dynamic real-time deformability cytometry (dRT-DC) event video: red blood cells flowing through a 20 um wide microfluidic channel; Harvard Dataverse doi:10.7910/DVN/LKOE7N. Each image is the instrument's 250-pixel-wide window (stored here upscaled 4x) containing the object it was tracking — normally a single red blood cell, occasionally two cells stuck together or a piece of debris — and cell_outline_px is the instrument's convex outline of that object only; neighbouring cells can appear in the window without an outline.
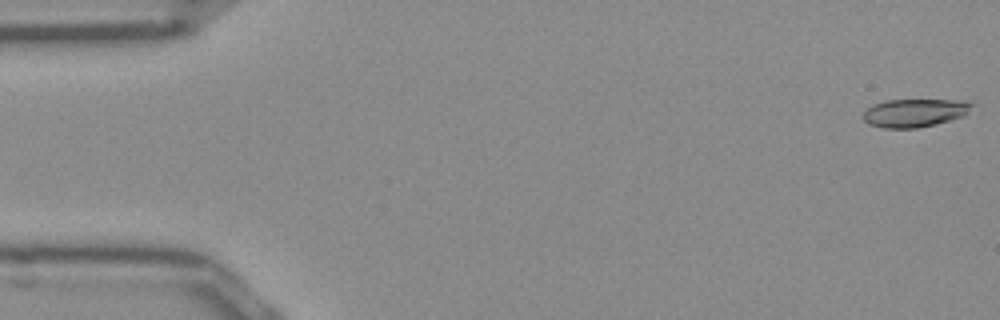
{"species": "Egyptian fruit bat (a non-hibernating species)", "species_latin": "Rousettus aegyptiacus", "temperature_condition": "room temperature", "stored_images_in_passage": 51, "camera_frame_rate_fps": 3000, "um_per_image_px": 0.085, "frame": {"image": 1, "passage_image": 1, "time_ms": 0.0, "image_size_px": [1000, 320], "cell_outline_px": [[972, 104], [968, 112], [964, 116], [936, 124], [916, 128], [884, 128], [868, 124], [860, 116], [872, 104], [888, 100], [964, 100]], "centroid_in_image_um": [77.7, 9.59], "position_along_channel_um": 7.3, "area_um2": 17.86}}
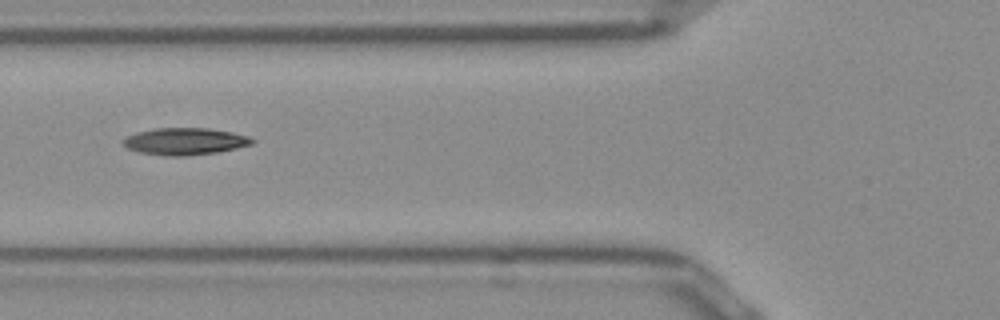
{"frame": {"image": 2, "passage_image": 19, "time_ms": 6.0, "image_size_px": [1000, 320], "cell_outline_px": [[256, 140], [252, 144], [236, 148], [216, 152], [184, 156], [164, 156], [140, 152], [128, 148], [124, 144], [124, 140], [128, 136], [136, 132], [156, 128], [208, 128], [232, 132], [248, 136]], "centroid_in_image_um": [15.74, 12.01], "position_along_channel_um": 110.1, "area_um2": 20.11}}
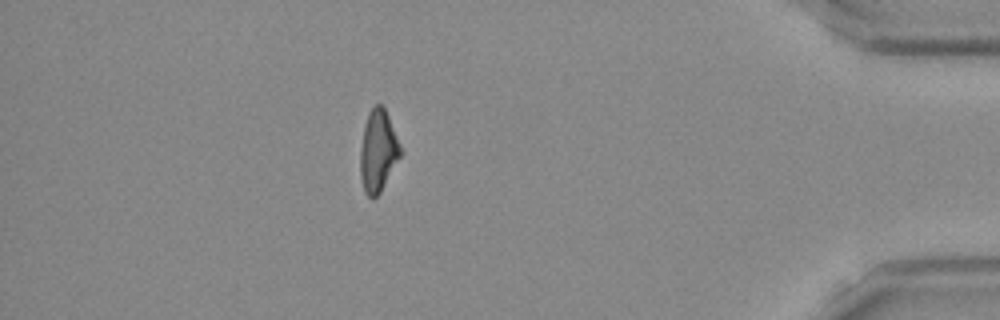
{"frame": {"image": 3, "passage_image": 45, "time_ms": 14.667, "image_size_px": [1000, 320], "cell_outline_px": [[404, 152], [380, 192], [372, 200], [364, 192], [360, 176], [360, 152], [364, 124], [368, 112], [376, 104], [380, 104], [384, 108], [388, 116]], "centroid_in_image_um": [32.14, 12.85], "position_along_channel_um": 403.1, "area_um2": 19.36}, "authors_computed_cell_mechanics": {"area_um2": 19.363, "velocity_mm_per_s": 3.936, "shape_relaxation_time_tau1_ms": 4.9459, "shape_relaxation_time_tau2_ms": 7.0467, "deformation_change_tau1": 0.1635, "deformation_change_tau2": 0.1825}}